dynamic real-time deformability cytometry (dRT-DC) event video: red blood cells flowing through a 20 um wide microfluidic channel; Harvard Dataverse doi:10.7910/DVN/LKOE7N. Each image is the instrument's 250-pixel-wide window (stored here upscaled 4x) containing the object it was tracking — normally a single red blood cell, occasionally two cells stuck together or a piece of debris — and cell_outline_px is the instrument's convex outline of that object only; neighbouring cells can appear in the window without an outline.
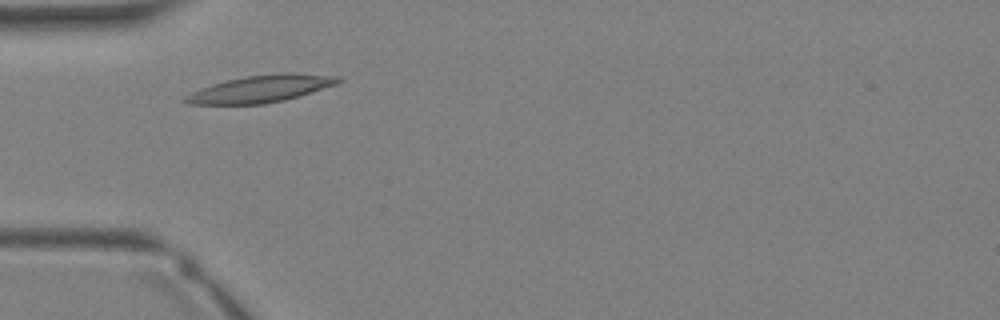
{"species": "Egyptian fruit bat (a non-hibernating species)", "species_latin": "Rousettus aegyptiacus", "temperature_condition": "warm", "stored_images_in_passage": 6, "camera_frame_rate_fps": 3000, "um_per_image_px": 0.085, "animal": {"sex": "female"}, "frame": {"image": 1, "passage_image": 4, "time_ms": 1.0, "image_size_px": [1000, 320], "cell_outline_px": [[344, 80], [336, 84], [284, 100], [264, 104], [188, 104], [180, 100], [184, 96], [200, 88], [212, 84], [244, 76], [284, 72], [340, 76]], "centroid_in_image_um": [22.14, 7.54], "position_along_channel_um": 62.9, "area_um2": 24.04}}
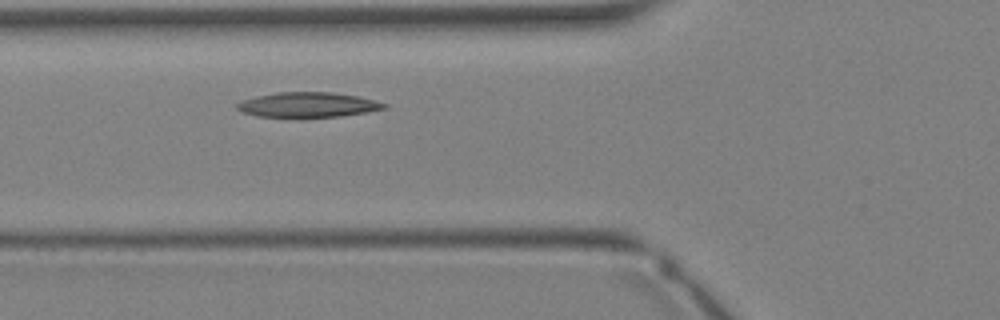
{"frame": {"image": 2, "passage_image": 6, "time_ms": 1.667, "image_size_px": [1000, 320], "cell_outline_px": [[388, 108], [368, 112], [340, 116], [300, 120], [256, 116], [240, 112], [236, 108], [236, 104], [244, 100], [256, 96], [276, 92], [332, 92], [360, 96], [388, 104]], "centroid_in_image_um": [26.16, 8.95], "position_along_channel_um": 99.6, "area_um2": 22.48}}